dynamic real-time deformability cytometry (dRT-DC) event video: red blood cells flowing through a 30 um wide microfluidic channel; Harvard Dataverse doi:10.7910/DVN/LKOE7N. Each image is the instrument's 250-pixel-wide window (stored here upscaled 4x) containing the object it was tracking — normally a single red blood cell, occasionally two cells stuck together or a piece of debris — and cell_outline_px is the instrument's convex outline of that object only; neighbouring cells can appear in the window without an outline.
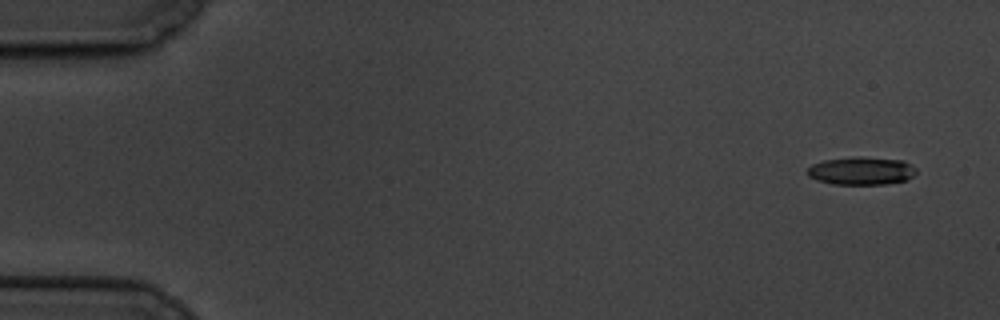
{"species": "common noctule bat (a hibernating species)", "species_latin": "Nyctalus noctula", "temperature_condition": "cold", "stored_images_in_passage": 7, "camera_frame_rate_fps": 3000, "um_per_image_px": 0.085, "animal": {"sex": "male", "body_mass_g": 19.5, "forearm_length_mm": 54.6}, "frame": {"image": 1, "passage_image": 1, "time_ms": 0.0, "image_size_px": [1000, 320], "cell_outline_px": [[916, 172], [908, 180], [884, 184], [832, 184], [816, 180], [808, 176], [808, 168], [812, 164], [824, 160], [860, 156], [904, 160], [916, 168]], "centroid_in_image_um": [73.23, 14.52], "position_along_channel_um": 11.8, "area_um2": 17.8}}
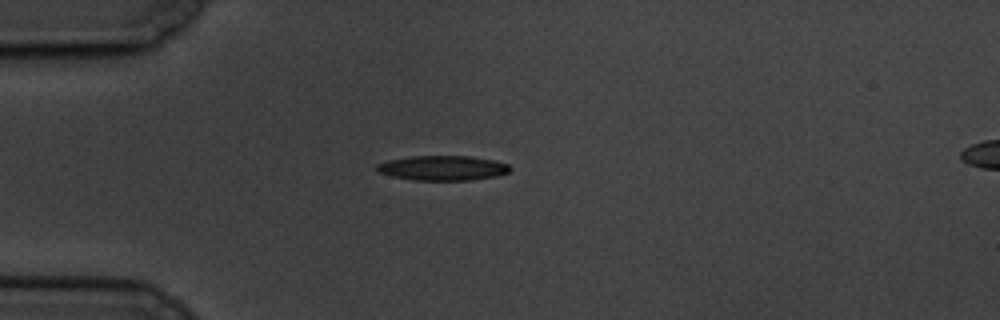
{"frame": {"image": 2, "passage_image": 5, "time_ms": 4.333, "image_size_px": [1000, 320], "cell_outline_px": [[512, 168], [508, 172], [500, 176], [472, 180], [412, 180], [392, 176], [380, 172], [376, 168], [376, 164], [388, 160], [412, 156], [472, 156], [492, 160], [508, 164]], "centroid_in_image_um": [37.66, 14.28], "position_along_channel_um": 47.3, "area_um2": 19.31}}
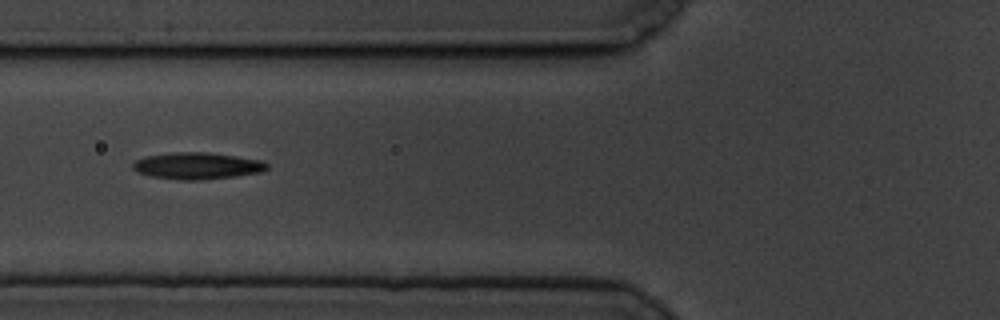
{"frame": {"image": 3, "passage_image": 7, "time_ms": 6.667, "image_size_px": [1000, 320], "cell_outline_px": [[268, 168], [260, 172], [236, 176], [200, 180], [176, 180], [152, 176], [140, 172], [132, 168], [132, 164], [136, 160], [144, 156], [172, 152], [208, 152], [236, 156], [260, 160], [268, 164]], "centroid_in_image_um": [16.75, 14.09], "position_along_channel_um": 109.1, "area_um2": 20.87}}